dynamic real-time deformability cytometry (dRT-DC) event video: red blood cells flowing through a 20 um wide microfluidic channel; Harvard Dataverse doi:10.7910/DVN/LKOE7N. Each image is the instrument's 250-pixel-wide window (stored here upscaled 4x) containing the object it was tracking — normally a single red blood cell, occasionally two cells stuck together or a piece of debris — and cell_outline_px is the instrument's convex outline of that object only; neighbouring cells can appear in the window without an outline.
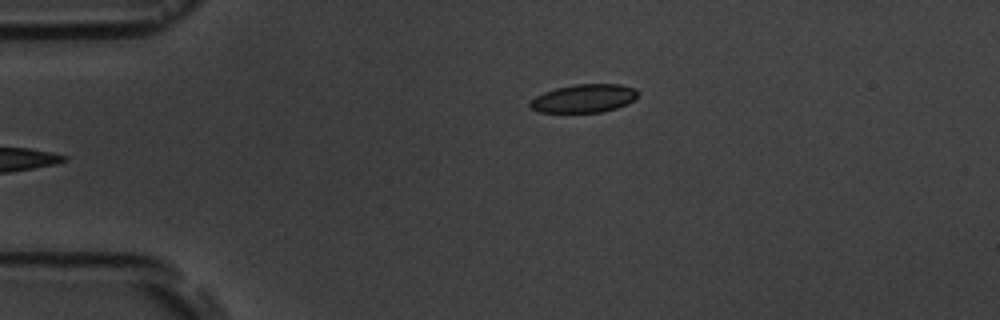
{"species": "common noctule bat (a hibernating species)", "species_latin": "Nyctalus noctula", "temperature_condition": "room temperature", "stored_images_in_passage": 4, "camera_frame_rate_fps": 3000, "um_per_image_px": 0.085, "animal": {"sex": "male", "body_mass_g": 19.5, "forearm_length_mm": 54.6}, "frame": {"image": 1, "passage_image": 4, "time_ms": 3.667, "image_size_px": [1000, 320], "cell_outline_px": [[636, 96], [628, 104], [616, 108], [600, 112], [540, 112], [532, 108], [528, 104], [536, 96], [544, 92], [556, 88], [576, 84], [620, 84], [636, 88]], "centroid_in_image_um": [49.63, 8.36], "position_along_channel_um": 35.4, "area_um2": 17.57}}